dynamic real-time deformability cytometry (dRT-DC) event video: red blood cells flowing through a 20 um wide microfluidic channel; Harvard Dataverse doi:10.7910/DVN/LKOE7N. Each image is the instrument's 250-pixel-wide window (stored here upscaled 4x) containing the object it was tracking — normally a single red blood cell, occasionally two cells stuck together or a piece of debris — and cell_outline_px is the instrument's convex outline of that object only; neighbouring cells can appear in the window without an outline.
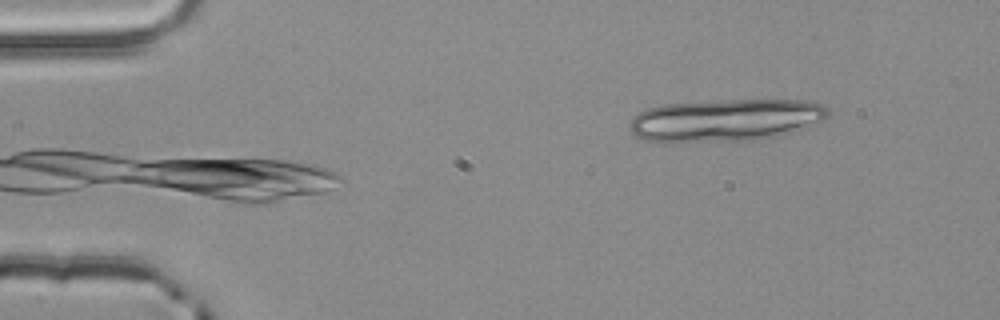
{"species": "common noctule bat (a hibernating species)", "species_latin": "Nyctalus noctula", "temperature_condition": "room temperature", "stored_images_in_passage": 4, "camera_frame_rate_fps": 3000, "um_per_image_px": 0.085, "animal": {"sex": "male", "body_mass_g": 20.4}, "frame": {"image": 1, "passage_image": 4, "time_ms": 1.0, "image_size_px": [1000, 320], "cell_outline_px": [[828, 116], [824, 120], [808, 128], [776, 136], [752, 140], [664, 144], [644, 140], [636, 136], [628, 128], [628, 124], [632, 116], [648, 108], [664, 104], [724, 100], [804, 100], [820, 104], [828, 108]], "centroid_in_image_um": [61.61, 10.24], "position_along_channel_um": 23.4, "area_um2": 50.0}}